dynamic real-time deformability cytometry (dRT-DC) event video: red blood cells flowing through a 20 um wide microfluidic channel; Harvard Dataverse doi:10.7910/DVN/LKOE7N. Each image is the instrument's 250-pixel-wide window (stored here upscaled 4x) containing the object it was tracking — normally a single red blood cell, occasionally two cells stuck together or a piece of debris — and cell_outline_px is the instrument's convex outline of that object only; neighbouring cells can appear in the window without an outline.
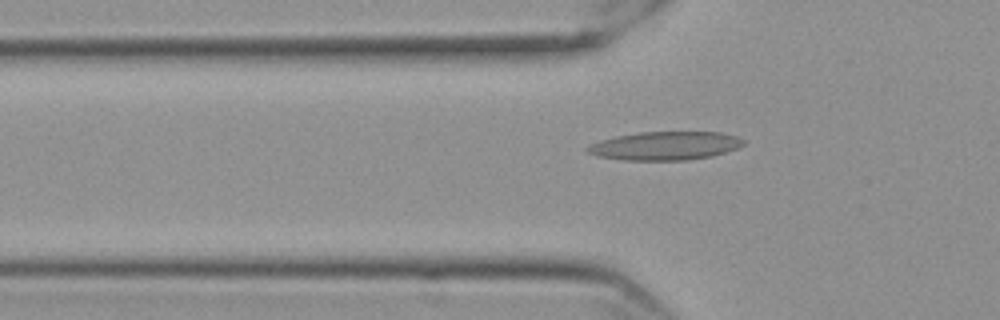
{"species": "Egyptian fruit bat (a non-hibernating species)", "species_latin": "Rousettus aegyptiacus", "temperature_condition": "cold", "stored_images_in_passage": 57, "camera_frame_rate_fps": 3000, "um_per_image_px": 0.085, "frame": {"image": 1, "passage_image": 19, "time_ms": 6.0, "image_size_px": [1000, 320], "cell_outline_px": [[744, 144], [736, 148], [712, 156], [688, 160], [624, 160], [596, 156], [588, 152], [584, 148], [588, 144], [600, 140], [616, 136], [640, 132], [720, 132], [736, 136], [744, 140]], "centroid_in_image_um": [56.49, 12.39], "position_along_channel_um": 69.3, "area_um2": 25.89}}
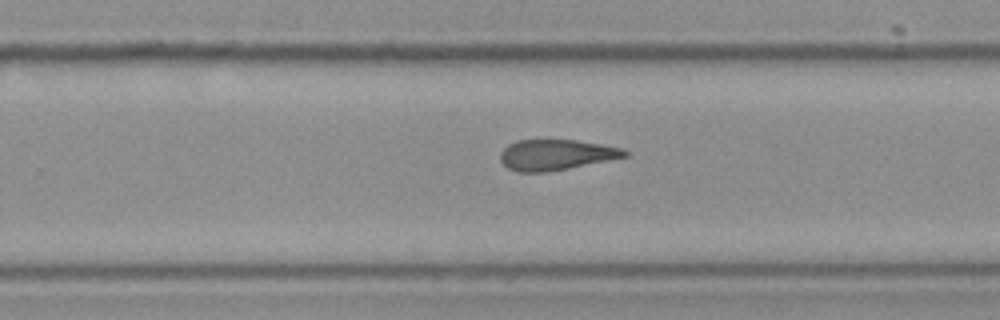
{"frame": {"image": 2, "passage_image": 37, "time_ms": 12.0, "image_size_px": [1000, 320], "cell_outline_px": [[628, 156], [568, 168], [544, 172], [520, 172], [508, 168], [500, 160], [500, 152], [508, 144], [516, 140], [544, 136], [548, 136], [576, 140], [624, 148], [628, 152]], "centroid_in_image_um": [47.21, 13.09], "position_along_channel_um": 282.6, "area_um2": 22.95}}
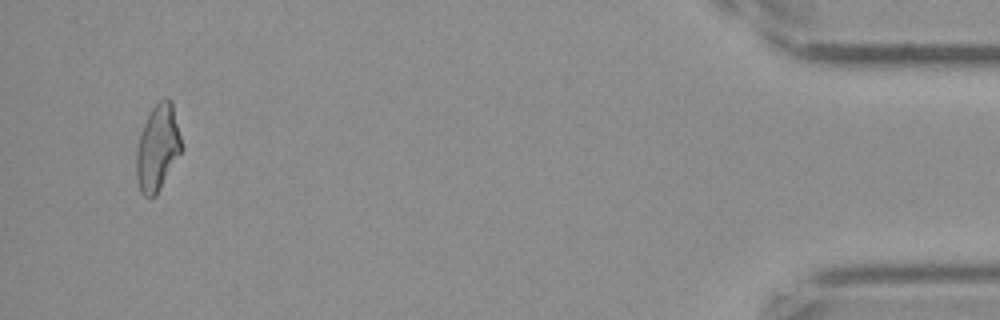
{"frame": {"image": 3, "passage_image": 55, "time_ms": 18.0, "image_size_px": [1000, 320], "cell_outline_px": [[184, 148], [156, 196], [144, 196], [140, 192], [136, 180], [136, 152], [140, 136], [144, 124], [152, 108], [160, 100], [168, 96], [172, 100]], "centroid_in_image_um": [13.42, 12.56], "position_along_channel_um": 421.8, "area_um2": 22.89}, "authors_computed_cell_mechanics": {"area_um2": 23.5824, "velocity_mm_per_s": 3.5591, "shape_relaxation_time_tau1_ms": null, "shape_relaxation_time_tau2_ms": 6.6578, "deformation_change_tau1": null, "deformation_change_tau2": 0.1706}}